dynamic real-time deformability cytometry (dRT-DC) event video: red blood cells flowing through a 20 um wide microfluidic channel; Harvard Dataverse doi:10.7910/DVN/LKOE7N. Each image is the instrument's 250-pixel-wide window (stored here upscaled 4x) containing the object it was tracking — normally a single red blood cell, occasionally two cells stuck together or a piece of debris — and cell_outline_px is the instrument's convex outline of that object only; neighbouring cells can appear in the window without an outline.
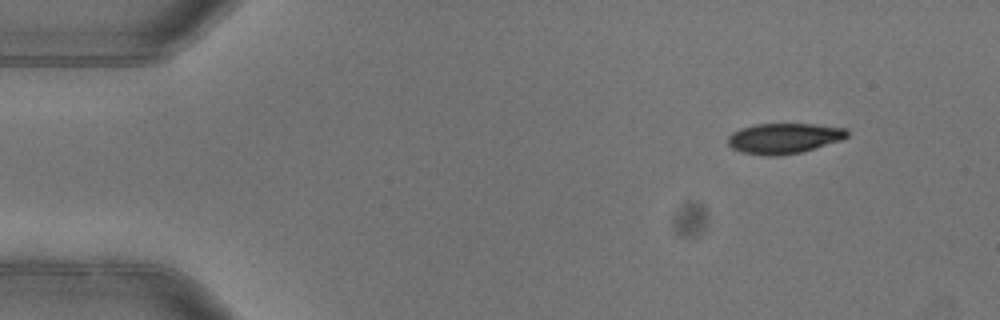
{"species": "common noctule bat (a hibernating species)", "species_latin": "Nyctalus noctula", "temperature_condition": "warm", "stored_images_in_passage": 3, "camera_frame_rate_fps": 3000, "um_per_image_px": 0.085, "animal": {"sex": "female"}, "frame": {"image": 1, "passage_image": 1, "time_ms": 0.0, "image_size_px": [1000, 320], "cell_outline_px": [[848, 136], [840, 140], [800, 152], [776, 156], [764, 156], [740, 152], [732, 148], [728, 144], [728, 136], [732, 132], [740, 128], [756, 124], [816, 124], [848, 128]], "centroid_in_image_um": [66.61, 11.75], "position_along_channel_um": 18.4, "area_um2": 21.15}}
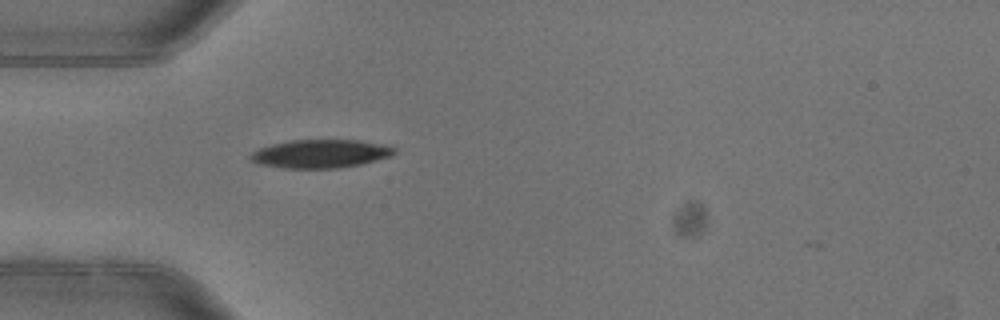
{"frame": {"image": 2, "passage_image": 3, "time_ms": 0.667, "image_size_px": [1000, 320], "cell_outline_px": [[396, 152], [392, 156], [360, 164], [340, 168], [284, 168], [260, 164], [252, 160], [248, 156], [252, 152], [260, 148], [272, 144], [292, 140], [360, 140], [384, 144], [396, 148]], "centroid_in_image_um": [27.28, 13.06], "position_along_channel_um": 57.7, "area_um2": 23.76}}